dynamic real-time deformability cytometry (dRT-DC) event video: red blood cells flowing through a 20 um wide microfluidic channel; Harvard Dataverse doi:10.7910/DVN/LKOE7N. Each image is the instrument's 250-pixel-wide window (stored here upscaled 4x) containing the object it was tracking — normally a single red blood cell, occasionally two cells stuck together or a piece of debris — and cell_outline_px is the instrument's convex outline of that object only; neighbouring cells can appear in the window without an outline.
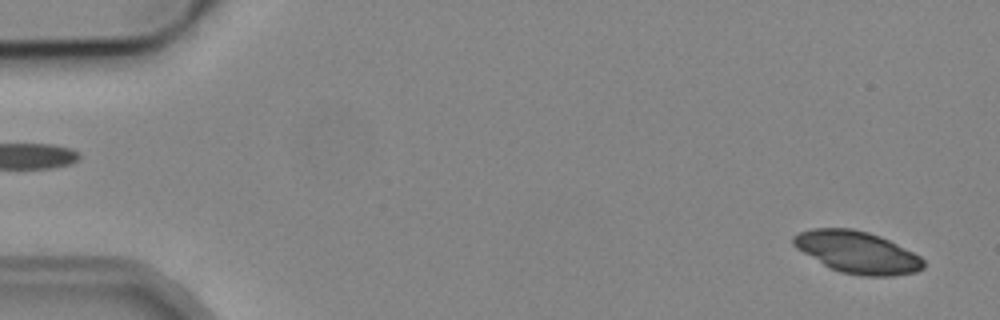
{"species": "common noctule bat (a hibernating species)", "species_latin": "Nyctalus noctula", "temperature_condition": "cold", "stored_images_in_passage": 2, "camera_frame_rate_fps": 3000, "um_per_image_px": 0.085, "animal": {"sex": "male", "body_mass_g": 19.2, "forearm_length_mm": 51.8}, "frame": {"image": 1, "passage_image": 2, "time_ms": 1.333, "image_size_px": [1000, 320], "cell_outline_px": [[924, 268], [916, 272], [892, 276], [860, 276], [840, 272], [824, 264], [796, 248], [792, 244], [792, 236], [800, 232], [812, 228], [852, 228], [868, 232], [880, 236], [920, 256], [924, 260]], "centroid_in_image_um": [72.86, 21.44], "position_along_channel_um": 12.1, "area_um2": 31.62}}